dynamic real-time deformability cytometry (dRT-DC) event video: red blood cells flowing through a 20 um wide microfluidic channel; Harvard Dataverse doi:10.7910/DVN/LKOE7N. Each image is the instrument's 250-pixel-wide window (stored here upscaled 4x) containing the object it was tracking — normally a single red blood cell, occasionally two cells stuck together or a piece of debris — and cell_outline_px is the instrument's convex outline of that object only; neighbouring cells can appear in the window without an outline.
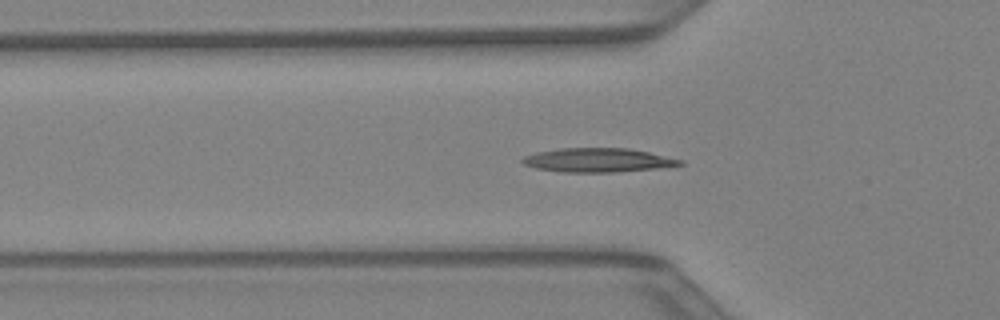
{"species": "Egyptian fruit bat (a non-hibernating species)", "species_latin": "Rousettus aegyptiacus", "temperature_condition": "warm", "stored_images_in_passage": 38, "camera_frame_rate_fps": 3000, "um_per_image_px": 0.085, "animal": {"sex": "female"}, "frame": {"image": 1, "passage_image": 9, "time_ms": 2.667, "image_size_px": [1000, 320], "cell_outline_px": [[684, 164], [656, 168], [612, 172], [560, 172], [536, 168], [524, 164], [520, 160], [524, 156], [536, 152], [560, 148], [628, 148], [648, 152], [684, 160]], "centroid_in_image_um": [50.79, 13.61], "position_along_channel_um": 75.0, "area_um2": 21.91}}
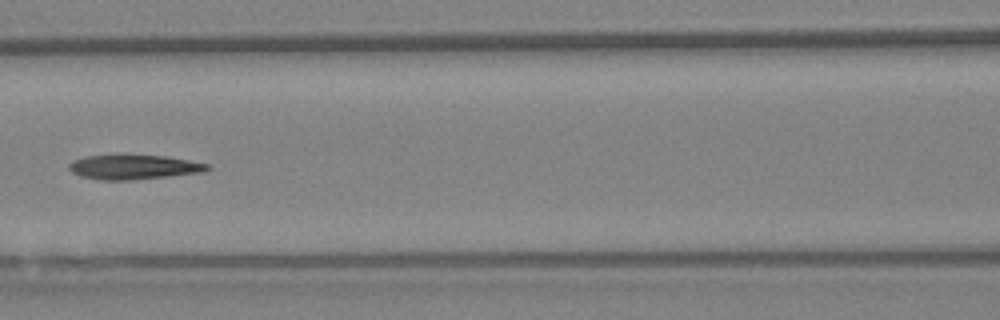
{"frame": {"image": 2, "passage_image": 14, "time_ms": 4.333, "image_size_px": [1000, 320], "cell_outline_px": [[212, 168], [204, 172], [168, 176], [128, 180], [100, 180], [80, 176], [72, 172], [68, 168], [68, 164], [72, 160], [84, 156], [116, 152], [164, 156], [188, 160], [208, 164]], "centroid_in_image_um": [11.29, 14.15], "position_along_channel_um": 155.3, "area_um2": 20.63}}
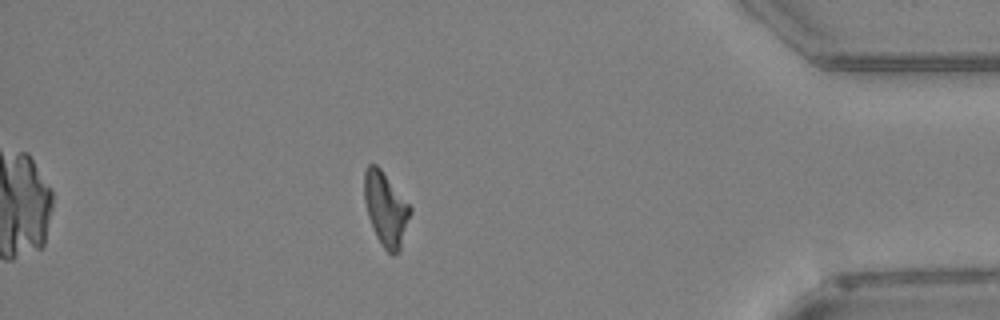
{"frame": {"image": 3, "passage_image": 32, "time_ms": 10.333, "image_size_px": [1000, 320], "cell_outline_px": [[412, 212], [400, 248], [392, 256], [384, 248], [376, 236], [368, 216], [364, 200], [364, 172], [368, 164], [376, 164], [380, 168], [412, 208]], "centroid_in_image_um": [32.78, 17.75], "position_along_channel_um": 402.4, "area_um2": 19.54}}